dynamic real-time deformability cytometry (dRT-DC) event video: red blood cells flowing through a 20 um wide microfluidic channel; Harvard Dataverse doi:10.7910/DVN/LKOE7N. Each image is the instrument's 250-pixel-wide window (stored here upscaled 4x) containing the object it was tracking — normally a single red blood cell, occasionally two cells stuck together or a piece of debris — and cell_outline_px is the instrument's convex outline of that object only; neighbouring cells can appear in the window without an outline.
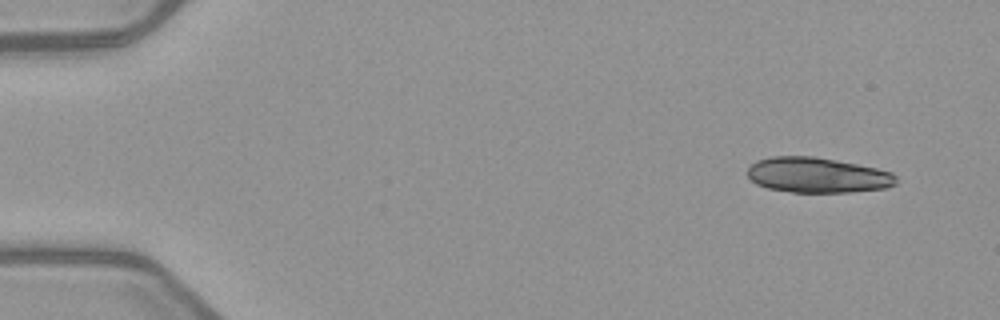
{"species": "common noctule bat (a hibernating species)", "species_latin": "Nyctalus noctula", "temperature_condition": "warm", "stored_images_in_passage": 5, "camera_frame_rate_fps": 3000, "um_per_image_px": 0.085, "animal": {"sex": "female", "body_mass_g": 21.9}, "frame": {"image": 1, "passage_image": 1, "time_ms": 0.0, "image_size_px": [1000, 320], "cell_outline_px": [[896, 184], [888, 188], [852, 192], [792, 192], [768, 188], [756, 184], [748, 176], [748, 168], [756, 160], [772, 156], [812, 156], [836, 160], [876, 168], [892, 172], [896, 176]], "centroid_in_image_um": [69.49, 14.89], "position_along_channel_um": 15.5, "area_um2": 30.58}}
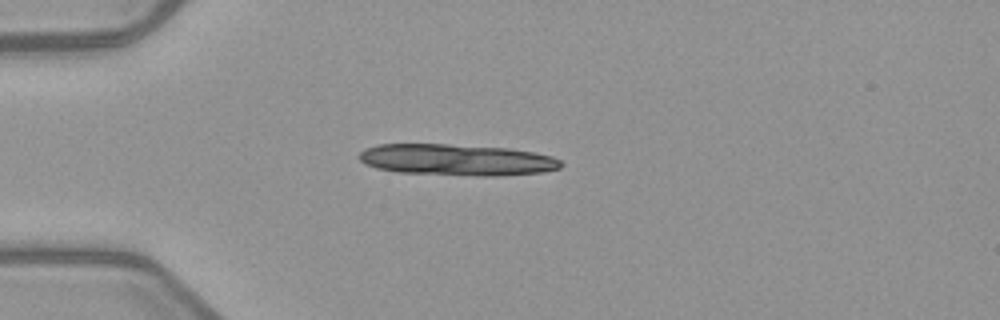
{"frame": {"image": 2, "passage_image": 4, "time_ms": 3.333, "image_size_px": [1000, 320], "cell_outline_px": [[564, 164], [560, 168], [544, 172], [500, 176], [476, 176], [396, 172], [376, 168], [364, 164], [356, 156], [364, 148], [376, 144], [448, 144], [508, 148], [532, 152], [552, 156], [560, 160]], "centroid_in_image_um": [38.79, 13.59], "position_along_channel_um": 46.2, "area_um2": 37.34}}